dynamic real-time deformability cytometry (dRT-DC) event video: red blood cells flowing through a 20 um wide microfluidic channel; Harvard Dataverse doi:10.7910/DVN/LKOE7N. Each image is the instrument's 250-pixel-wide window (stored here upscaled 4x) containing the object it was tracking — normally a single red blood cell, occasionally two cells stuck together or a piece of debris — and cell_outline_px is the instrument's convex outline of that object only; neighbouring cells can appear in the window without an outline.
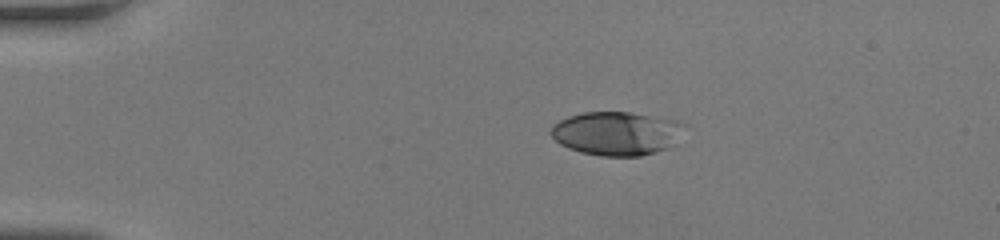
{"species": "human", "species_latin": "Homo sapiens", "temperature_condition": "room temperature", "stored_images_in_passage": 42, "camera_frame_rate_fps": 3000, "um_per_image_px": 0.085, "donor": {"sex": "female"}, "frame": {"image": 1, "passage_image": 1, "time_ms": 0.0, "image_size_px": [1000, 240], "cell_outline_px": [[688, 124], [676, 144], [668, 148], [640, 156], [600, 156], [580, 152], [568, 148], [560, 144], [552, 136], [552, 124], [568, 116], [584, 112], [628, 112], [676, 120]], "centroid_in_image_um": [52.46, 11.34], "position_along_channel_um": 32.5, "area_um2": 34.22}}
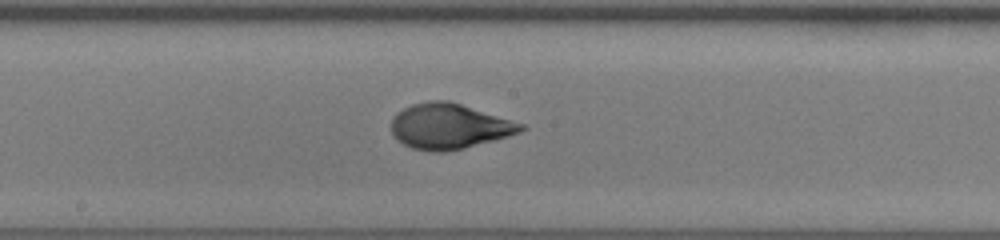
{"frame": {"image": 2, "passage_image": 19, "time_ms": 6.0, "image_size_px": [1000, 240], "cell_outline_px": [[528, 128], [520, 132], [496, 140], [464, 148], [444, 152], [432, 152], [412, 148], [404, 144], [392, 132], [392, 120], [396, 112], [412, 104], [432, 100], [448, 100], [524, 124]], "centroid_in_image_um": [38.2, 10.74], "position_along_channel_um": 210.0, "area_um2": 34.04}}
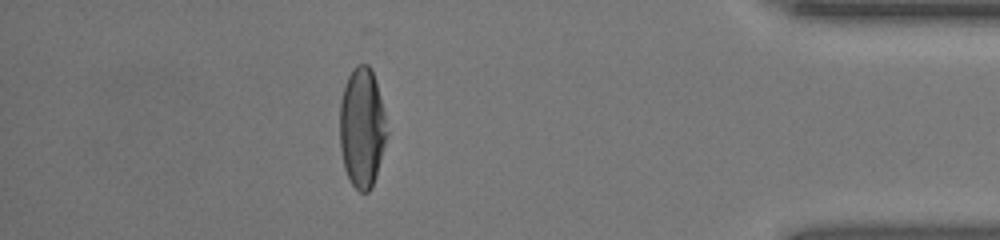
{"frame": {"image": 3, "passage_image": 36, "time_ms": 11.667, "image_size_px": [1000, 240], "cell_outline_px": [[388, 132], [376, 176], [372, 188], [368, 192], [360, 192], [352, 184], [344, 168], [340, 148], [340, 100], [344, 84], [352, 68], [356, 64], [368, 64], [372, 68], [376, 80], [384, 112]], "centroid_in_image_um": [30.77, 10.82], "position_along_channel_um": 404.4, "area_um2": 33.18}, "authors_computed_cell_mechanics": {"area_um2": 33.4662, "velocity_mm_per_s": 4.1078, "shape_relaxation_time_tau1_ms": 4.6753, "shape_relaxation_time_tau2_ms": null, "deformation_change_tau1": 0.2318, "deformation_change_tau2": null}}